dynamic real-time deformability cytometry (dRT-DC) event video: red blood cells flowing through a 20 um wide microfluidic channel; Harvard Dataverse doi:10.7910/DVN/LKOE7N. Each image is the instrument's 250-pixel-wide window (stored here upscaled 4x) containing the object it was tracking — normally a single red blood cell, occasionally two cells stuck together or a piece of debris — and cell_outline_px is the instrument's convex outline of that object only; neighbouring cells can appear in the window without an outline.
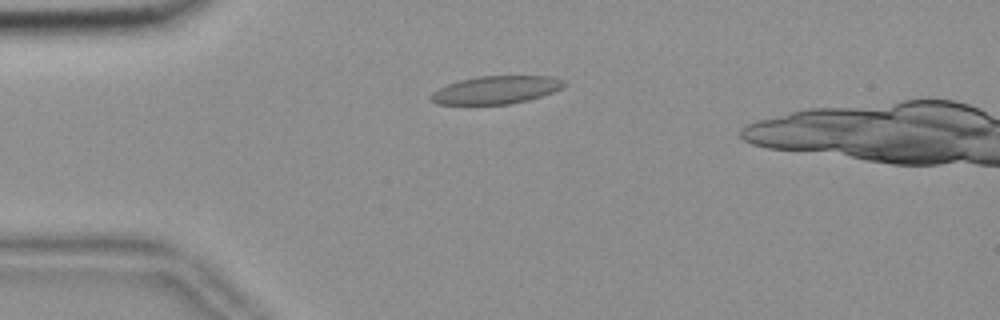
{"species": "common noctule bat (a hibernating species)", "species_latin": "Nyctalus noctula", "temperature_condition": "room temperature", "stored_images_in_passage": 38, "camera_frame_rate_fps": 3000, "um_per_image_px": 0.085, "animal": {"sex": "female", "body_mass_g": 18.4}, "frame": {"image": 1, "passage_image": 2, "time_ms": 0.333, "image_size_px": [1000, 320], "cell_outline_px": [[564, 84], [560, 88], [552, 92], [528, 100], [512, 104], [436, 104], [428, 96], [432, 92], [448, 84], [460, 80], [480, 76], [552, 76], [564, 80]], "centroid_in_image_um": [42.14, 7.64], "position_along_channel_um": 42.9, "area_um2": 21.44}}
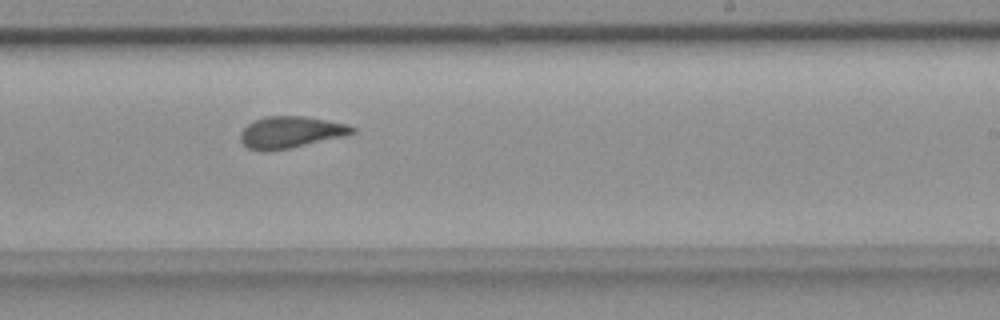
{"frame": {"image": 2, "passage_image": 22, "time_ms": 7.0, "image_size_px": [1000, 320], "cell_outline_px": [[356, 132], [344, 136], [288, 148], [248, 148], [240, 140], [240, 132], [248, 124], [264, 116], [308, 116], [348, 124], [356, 128]], "centroid_in_image_um": [24.77, 11.18], "position_along_channel_um": 264.2, "area_um2": 20.06}}
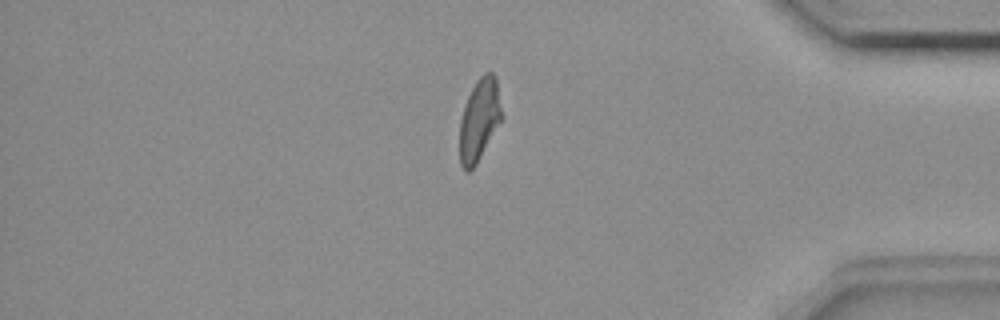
{"frame": {"image": 3, "passage_image": 35, "time_ms": 11.333, "image_size_px": [1000, 320], "cell_outline_px": [[500, 120], [476, 164], [468, 172], [464, 172], [460, 164], [460, 120], [468, 96], [476, 80], [484, 72], [492, 72], [496, 76], [500, 108]], "centroid_in_image_um": [40.7, 10.17], "position_along_channel_um": 394.5, "area_um2": 19.48}}